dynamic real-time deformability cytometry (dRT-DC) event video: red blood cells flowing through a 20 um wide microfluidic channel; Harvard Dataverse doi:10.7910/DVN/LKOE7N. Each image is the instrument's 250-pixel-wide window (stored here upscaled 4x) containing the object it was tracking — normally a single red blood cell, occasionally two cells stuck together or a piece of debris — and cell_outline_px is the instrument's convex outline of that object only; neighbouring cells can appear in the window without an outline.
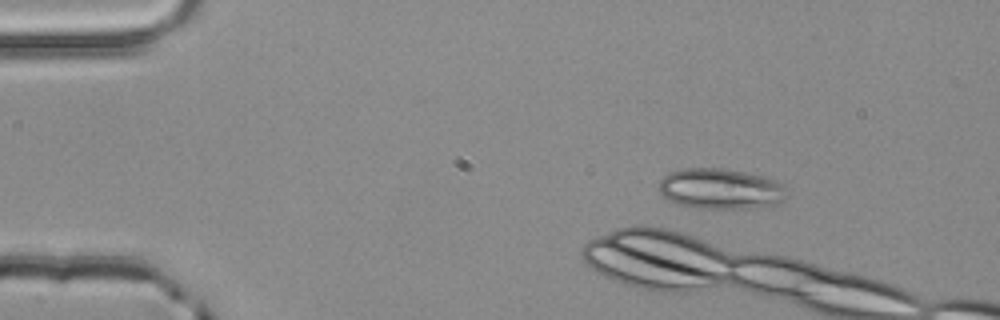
{"species": "common noctule bat (a hibernating species)", "species_latin": "Nyctalus noctula", "temperature_condition": "room temperature", "stored_images_in_passage": 4, "camera_frame_rate_fps": 3000, "um_per_image_px": 0.085, "animal": {"sex": "male", "body_mass_g": 20.4}, "frame": {"image": 1, "passage_image": 1, "time_ms": 0.0, "image_size_px": [1000, 320], "cell_outline_px": [[788, 192], [784, 200], [776, 204], [748, 208], [700, 208], [680, 204], [668, 200], [660, 192], [660, 180], [664, 176], [680, 168], [724, 168], [764, 176], [776, 180], [784, 184]], "centroid_in_image_um": [61.29, 16.04], "position_along_channel_um": 23.7, "area_um2": 30.23}}